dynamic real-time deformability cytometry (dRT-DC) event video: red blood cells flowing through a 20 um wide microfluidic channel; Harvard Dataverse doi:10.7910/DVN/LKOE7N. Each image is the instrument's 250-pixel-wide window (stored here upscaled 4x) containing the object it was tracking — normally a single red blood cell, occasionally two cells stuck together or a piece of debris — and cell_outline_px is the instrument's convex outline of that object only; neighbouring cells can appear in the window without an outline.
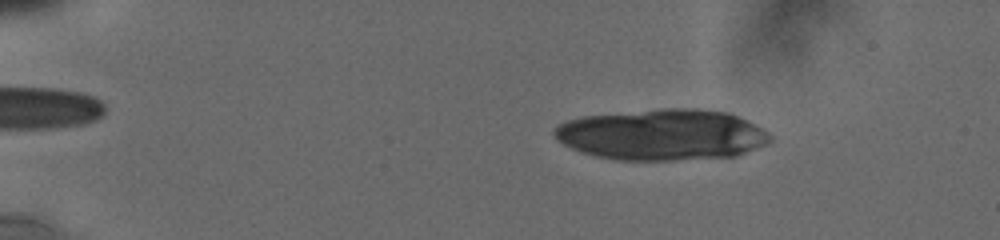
{"species": "human", "species_latin": "Homo sapiens", "temperature_condition": "cold", "stored_images_in_passage": 31, "camera_frame_rate_fps": 3000, "um_per_image_px": 0.085, "donor": {"sex": "male"}, "frame": {"image": 1, "passage_image": 16, "time_ms": 3.0, "image_size_px": [1000, 240], "cell_outline_px": [[772, 140], [768, 144], [736, 156], [672, 160], [612, 160], [580, 152], [556, 140], [552, 132], [552, 128], [556, 124], [568, 120], [584, 116], [660, 108], [700, 108], [728, 112], [768, 132], [772, 136]], "centroid_in_image_um": [56.24, 11.45], "position_along_channel_um": 28.8, "area_um2": 64.56}}